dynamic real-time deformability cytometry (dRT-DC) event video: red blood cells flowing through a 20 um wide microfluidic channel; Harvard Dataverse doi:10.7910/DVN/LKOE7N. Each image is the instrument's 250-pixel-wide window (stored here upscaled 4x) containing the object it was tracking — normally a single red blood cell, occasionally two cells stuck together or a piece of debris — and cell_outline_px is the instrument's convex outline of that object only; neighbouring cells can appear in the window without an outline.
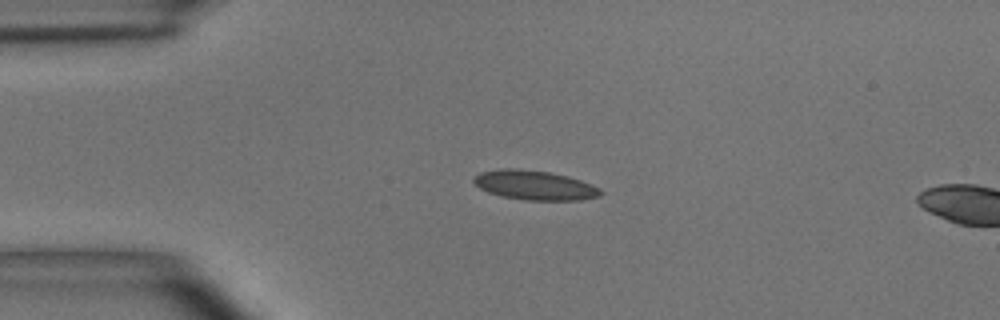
{"species": "common noctule bat (a hibernating species)", "species_latin": "Nyctalus noctula", "temperature_condition": "room temperature", "stored_images_in_passage": 4, "camera_frame_rate_fps": 3000, "um_per_image_px": 0.085, "animal": {"sex": "male", "body_mass_g": 15.6}, "frame": {"image": 1, "passage_image": 3, "time_ms": 2.333, "image_size_px": [1000, 320], "cell_outline_px": [[604, 192], [600, 196], [580, 200], [524, 200], [504, 196], [488, 192], [480, 188], [472, 180], [480, 172], [500, 168], [516, 168], [548, 172], [568, 176], [592, 184], [600, 188]], "centroid_in_image_um": [45.47, 15.74], "position_along_channel_um": 39.5, "area_um2": 21.73}}